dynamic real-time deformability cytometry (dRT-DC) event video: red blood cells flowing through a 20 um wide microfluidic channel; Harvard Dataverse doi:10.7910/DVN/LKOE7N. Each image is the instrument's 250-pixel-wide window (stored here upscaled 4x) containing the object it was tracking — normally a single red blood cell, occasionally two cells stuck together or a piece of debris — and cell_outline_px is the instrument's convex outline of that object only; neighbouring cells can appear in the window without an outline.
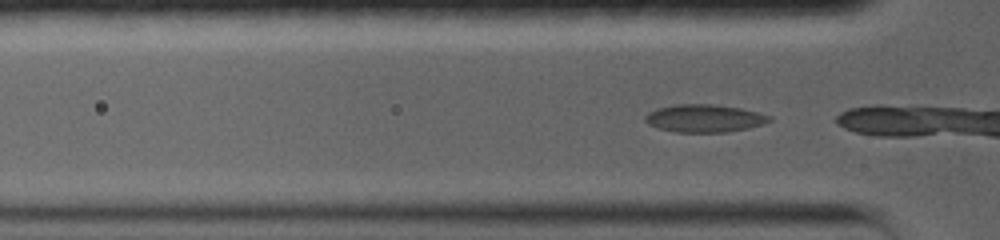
{"species": "common noctule bat (a hibernating species)", "species_latin": "Nyctalus noctula", "temperature_condition": "warm", "stored_images_in_passage": 48, "camera_frame_rate_fps": 5000, "um_per_image_px": 0.085, "animal": {"sex": "female", "body_mass_g": 19.0, "forearm_length_mm": 56.7}, "frame": {"image": 1, "passage_image": 2, "time_ms": 0.2, "image_size_px": [1000, 240], "cell_outline_px": [[772, 120], [764, 124], [748, 128], [724, 132], [676, 132], [656, 128], [648, 124], [644, 120], [644, 116], [648, 112], [656, 108], [676, 104], [712, 104], [740, 108], [772, 116]], "centroid_in_image_um": [59.84, 10.05], "position_along_channel_um": 66.0, "area_um2": 20.17}}
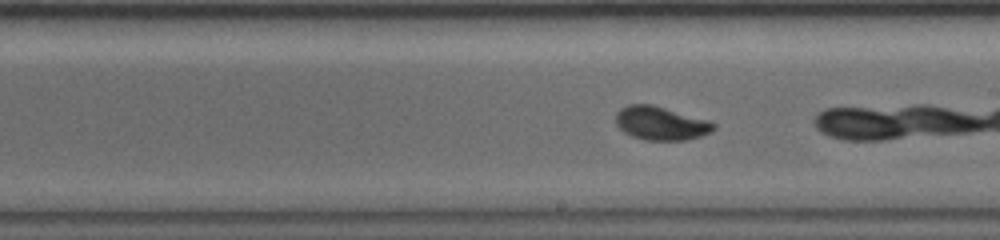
{"frame": {"image": 2, "passage_image": 24, "time_ms": 4.6, "image_size_px": [1000, 240], "cell_outline_px": [[716, 128], [700, 136], [684, 140], [644, 140], [632, 136], [624, 132], [616, 124], [616, 112], [620, 108], [628, 104], [652, 104], [708, 120], [716, 124]], "centroid_in_image_um": [56.14, 10.47], "position_along_channel_um": 232.9, "area_um2": 19.07}}
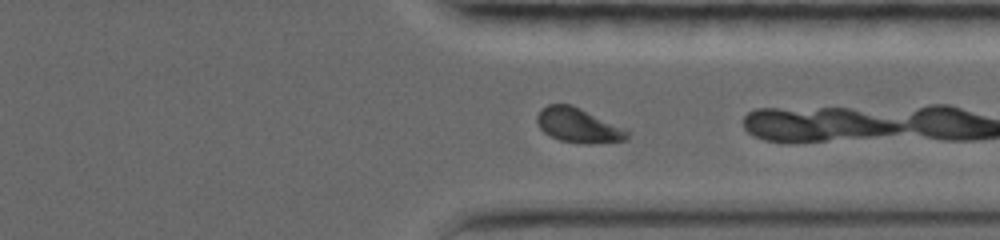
{"frame": {"image": 3, "passage_image": 41, "time_ms": 8.0, "image_size_px": [1000, 240], "cell_outline_px": [[628, 136], [624, 140], [564, 140], [552, 136], [540, 124], [540, 112], [548, 104], [568, 104], [584, 112]], "centroid_in_image_um": [48.95, 10.6], "position_along_channel_um": 362.4, "area_um2": 14.74}}